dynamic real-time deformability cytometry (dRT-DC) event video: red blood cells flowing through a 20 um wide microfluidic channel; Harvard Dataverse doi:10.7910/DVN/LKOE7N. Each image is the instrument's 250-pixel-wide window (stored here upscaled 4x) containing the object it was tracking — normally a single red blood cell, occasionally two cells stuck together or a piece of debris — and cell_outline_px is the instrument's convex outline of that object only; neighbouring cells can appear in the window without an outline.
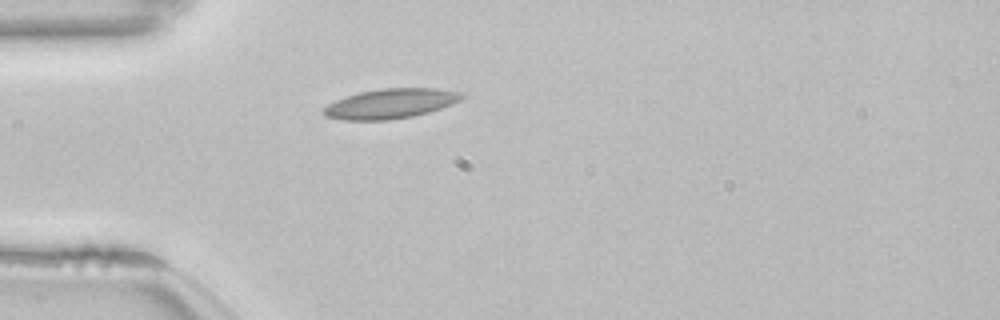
{"species": "common noctule bat (a hibernating species)", "species_latin": "Nyctalus noctula", "temperature_condition": "room temperature", "stored_images_in_passage": 35, "camera_frame_rate_fps": 3000, "um_per_image_px": 0.085, "animal": {"sex": "female", "body_mass_g": 22.7, "forearm_length_mm": 54.2}, "frame": {"image": 1, "passage_image": 1, "time_ms": 0.0, "image_size_px": [1000, 320], "cell_outline_px": [[464, 96], [460, 100], [452, 104], [428, 112], [412, 116], [388, 120], [344, 120], [324, 116], [320, 112], [328, 104], [336, 100], [360, 92], [380, 88], [436, 88], [460, 92]], "centroid_in_image_um": [33.17, 8.81], "position_along_channel_um": 51.8, "area_um2": 23.87}}
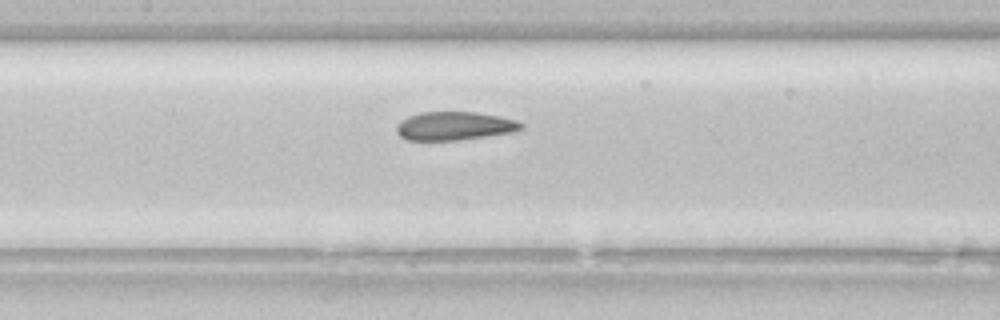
{"frame": {"image": 2, "passage_image": 11, "time_ms": 3.333, "image_size_px": [1000, 320], "cell_outline_px": [[524, 128], [516, 132], [456, 140], [408, 140], [400, 136], [396, 132], [396, 124], [400, 120], [408, 116], [420, 112], [476, 112], [500, 116], [516, 120], [524, 124]], "centroid_in_image_um": [38.64, 10.7], "position_along_channel_um": 168.8, "area_um2": 20.87}}
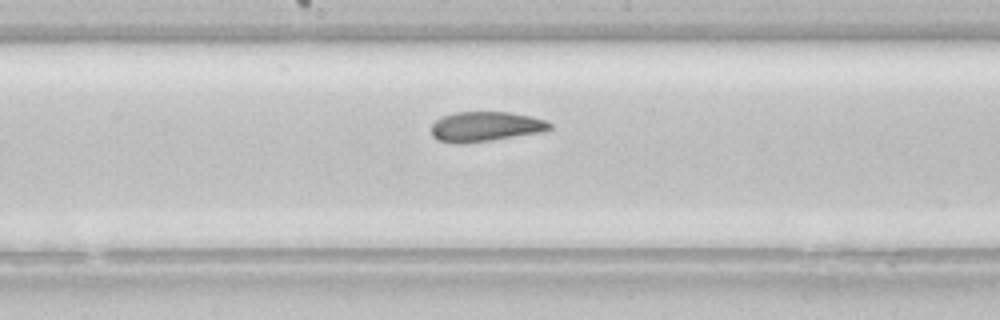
{"frame": {"image": 3, "passage_image": 14, "time_ms": 4.333, "image_size_px": [1000, 320], "cell_outline_px": [[552, 128], [540, 132], [488, 140], [460, 144], [456, 144], [436, 140], [432, 136], [432, 124], [440, 116], [456, 112], [508, 112], [532, 116], [544, 120], [552, 124]], "centroid_in_image_um": [41.21, 10.75], "position_along_channel_um": 207.0, "area_um2": 20.52}, "authors_computed_cell_mechanics": {"area_um2": 21.386, "velocity_mm_per_s": 3.8289, "shape_relaxation_time_tau1_ms": null, "shape_relaxation_time_tau2_ms": 1.4585, "deformation_change_tau1": null, "deformation_change_tau2": 0.0716}}